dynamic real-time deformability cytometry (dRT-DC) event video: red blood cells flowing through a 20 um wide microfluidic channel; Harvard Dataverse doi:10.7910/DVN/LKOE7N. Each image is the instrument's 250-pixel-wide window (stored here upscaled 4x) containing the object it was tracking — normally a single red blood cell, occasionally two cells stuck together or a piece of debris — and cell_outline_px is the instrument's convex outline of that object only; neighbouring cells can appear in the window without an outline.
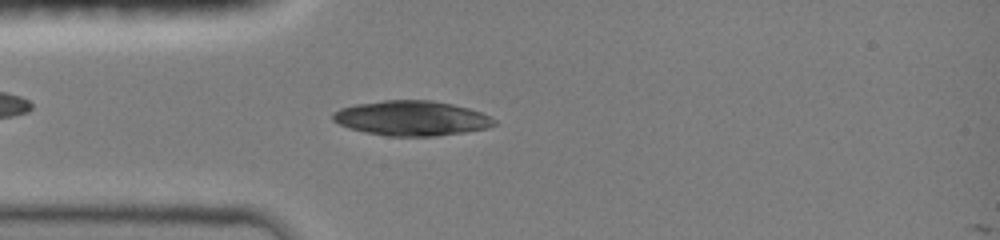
{"species": "common noctule bat (a hibernating species)", "species_latin": "Nyctalus noctula", "temperature_condition": "room temperature", "stored_images_in_passage": 12, "camera_frame_rate_fps": 3000, "um_per_image_px": 0.085, "animal": {"sex": "female", "body_mass_g": 19.0, "forearm_length_mm": 51.5}, "frame": {"image": 1, "passage_image": 10, "time_ms": 3.333, "image_size_px": [1000, 240], "cell_outline_px": [[500, 124], [488, 128], [464, 132], [436, 136], [388, 136], [364, 132], [348, 128], [332, 120], [332, 112], [340, 108], [356, 104], [384, 100], [432, 100], [452, 104], [468, 108], [480, 112], [496, 120]], "centroid_in_image_um": [34.98, 10.05], "position_along_channel_um": 50.0, "area_um2": 32.95}}